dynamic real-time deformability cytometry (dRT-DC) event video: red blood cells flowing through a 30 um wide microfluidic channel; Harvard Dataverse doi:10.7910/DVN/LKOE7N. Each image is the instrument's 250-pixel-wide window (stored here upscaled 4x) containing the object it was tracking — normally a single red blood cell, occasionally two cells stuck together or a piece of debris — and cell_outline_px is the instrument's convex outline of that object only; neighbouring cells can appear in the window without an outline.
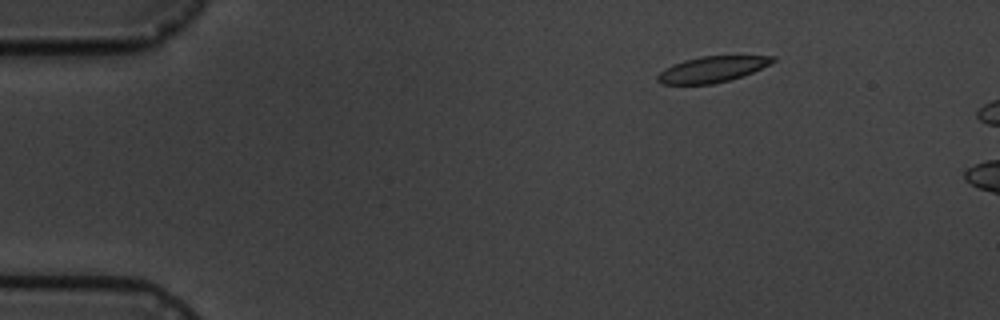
{"species": "common noctule bat (a hibernating species)", "species_latin": "Nyctalus noctula", "temperature_condition": "cold", "stored_images_in_passage": 4, "camera_frame_rate_fps": 3000, "um_per_image_px": 0.085, "animal": {"sex": "male", "body_mass_g": 19.5, "forearm_length_mm": 54.6}, "frame": {"image": 1, "passage_image": 2, "time_ms": 1.333, "image_size_px": [1000, 320], "cell_outline_px": [[776, 60], [752, 72], [728, 80], [712, 84], [660, 84], [656, 80], [656, 76], [664, 68], [672, 64], [684, 60], [700, 56], [776, 56]], "centroid_in_image_um": [60.46, 5.89], "position_along_channel_um": 24.5, "area_um2": 17.22}}